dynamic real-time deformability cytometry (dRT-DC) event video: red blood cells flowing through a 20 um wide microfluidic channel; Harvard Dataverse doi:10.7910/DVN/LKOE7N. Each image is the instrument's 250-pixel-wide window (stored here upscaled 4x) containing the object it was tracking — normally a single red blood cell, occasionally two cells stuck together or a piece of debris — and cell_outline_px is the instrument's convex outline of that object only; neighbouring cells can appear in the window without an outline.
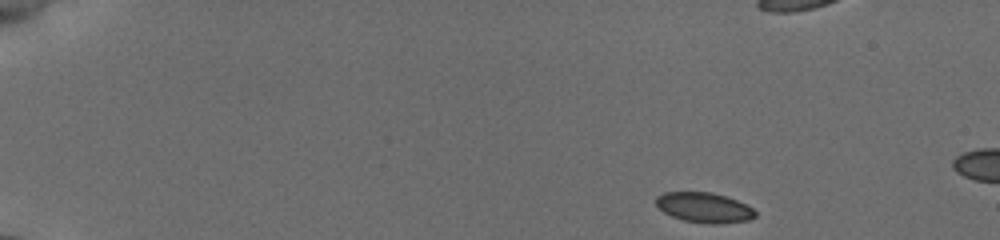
{"species": "common noctule bat (a hibernating species)", "species_latin": "Nyctalus noctula", "temperature_condition": "cold", "stored_images_in_passage": 19, "segment_of_instrument_passage": [1, 2], "camera_frame_rate_fps": 3000, "um_per_image_px": 0.085, "animal": {"sex": "female", "body_mass_g": 19.5, "forearm_length_mm": 54.1}, "frame": {"image": 1, "passage_image": 1, "time_ms": 0.0, "image_size_px": [1000, 240], "cell_outline_px": [[756, 216], [748, 220], [720, 224], [712, 224], [684, 220], [672, 216], [664, 212], [656, 204], [656, 196], [664, 192], [712, 192], [736, 200], [752, 208], [756, 212]], "centroid_in_image_um": [59.85, 17.64], "position_along_channel_um": 25.2, "area_um2": 17.22}}
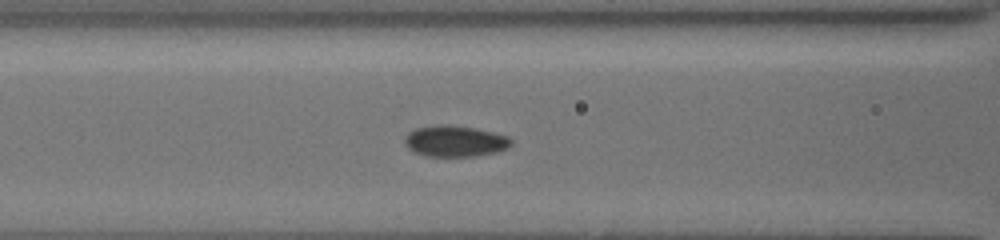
{"frame": {"image": 2, "passage_image": 10, "time_ms": 5.667, "image_size_px": [1000, 240], "cell_outline_px": [[512, 144], [508, 148], [500, 152], [476, 156], [424, 156], [412, 152], [404, 144], [404, 136], [408, 132], [416, 128], [436, 124], [448, 124], [476, 128], [508, 136], [512, 140]], "centroid_in_image_um": [38.66, 12.0], "position_along_channel_um": 127.9, "area_um2": 19.77}}
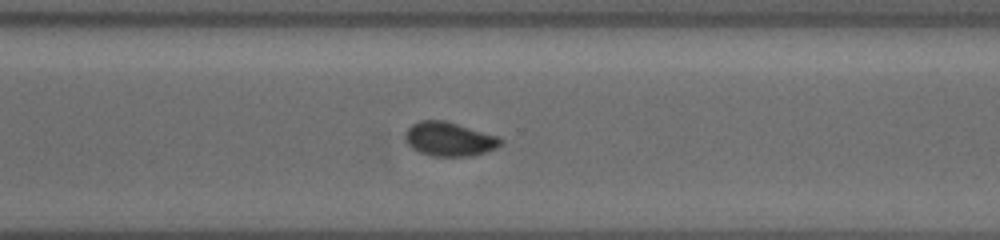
{"frame": {"image": 3, "passage_image": 18, "time_ms": 11.0, "image_size_px": [1000, 240], "cell_outline_px": [[504, 140], [496, 148], [488, 152], [472, 156], [432, 156], [420, 152], [412, 148], [408, 144], [404, 136], [404, 132], [412, 124], [420, 120], [444, 120], [500, 136]], "centroid_in_image_um": [38.21, 11.82], "position_along_channel_um": 332.4, "area_um2": 19.13}}